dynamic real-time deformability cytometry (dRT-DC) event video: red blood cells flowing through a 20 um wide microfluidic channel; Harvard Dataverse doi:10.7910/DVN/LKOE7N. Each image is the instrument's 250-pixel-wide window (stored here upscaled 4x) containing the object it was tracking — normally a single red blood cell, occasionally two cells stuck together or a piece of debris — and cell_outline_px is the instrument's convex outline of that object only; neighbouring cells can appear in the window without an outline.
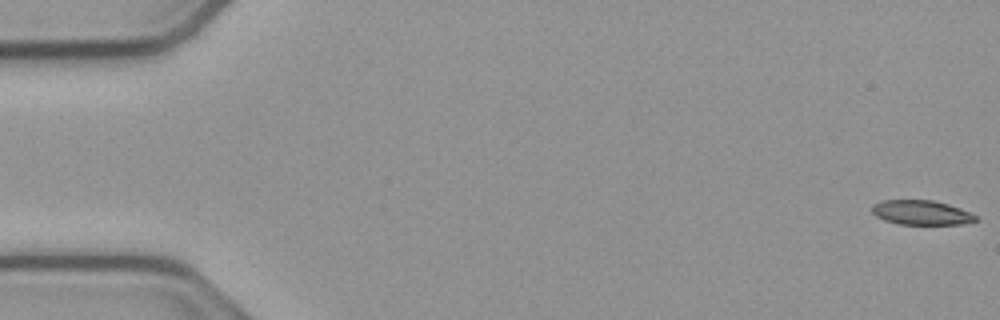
{"species": "common noctule bat (a hibernating species)", "species_latin": "Nyctalus noctula", "temperature_condition": "cold", "stored_images_in_passage": 54, "camera_frame_rate_fps": 3000, "um_per_image_px": 0.085, "animal": {"sex": "male", "body_mass_g": 23.1, "forearm_length_mm": 52.7}, "frame": {"image": 1, "passage_image": 1, "time_ms": 0.0, "image_size_px": [1000, 320], "cell_outline_px": [[980, 220], [960, 224], [896, 224], [884, 220], [876, 216], [872, 212], [872, 204], [880, 200], [932, 200], [948, 204], [960, 208], [976, 216]], "centroid_in_image_um": [78.28, 18.06], "position_along_channel_um": 6.7, "area_um2": 14.85}}
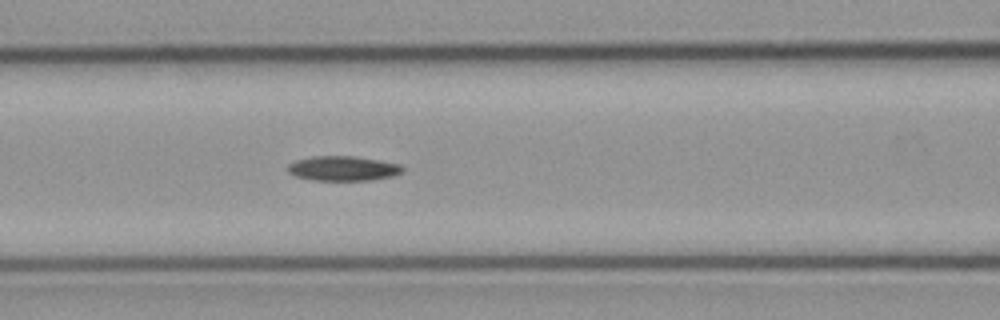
{"frame": {"image": 2, "passage_image": 23, "time_ms": 7.333, "image_size_px": [1000, 320], "cell_outline_px": [[404, 172], [392, 176], [368, 180], [312, 180], [296, 176], [288, 172], [288, 164], [296, 160], [312, 156], [352, 156], [380, 160], [400, 164], [404, 168]], "centroid_in_image_um": [29.17, 14.31], "position_along_channel_um": 137.4, "area_um2": 16.53}}
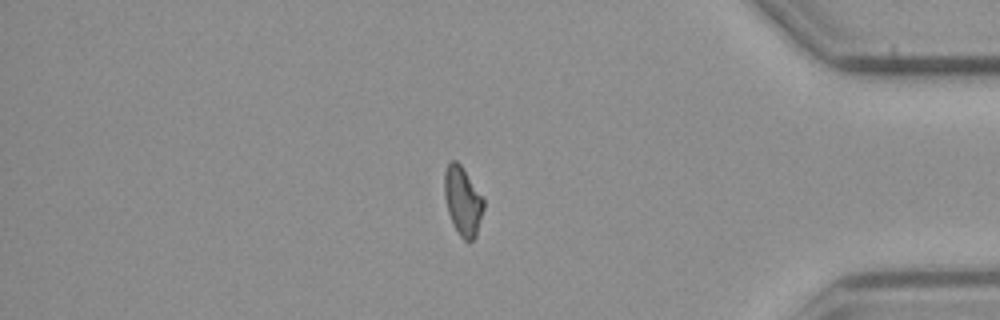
{"frame": {"image": 3, "passage_image": 46, "time_ms": 15.0, "image_size_px": [1000, 320], "cell_outline_px": [[484, 208], [476, 236], [468, 244], [460, 236], [448, 212], [444, 196], [444, 172], [448, 164], [452, 160], [456, 160], [460, 164], [484, 200]], "centroid_in_image_um": [39.33, 17.1], "position_along_channel_um": 395.9, "area_um2": 15.49}, "authors_computed_cell_mechanics": {"area_um2": 16.3574, "velocity_mm_per_s": 3.7986, "shape_relaxation_time_tau1_ms": 9.6779, "shape_relaxation_time_tau2_ms": null, "deformation_change_tau1": 0.2037, "deformation_change_tau2": null}}